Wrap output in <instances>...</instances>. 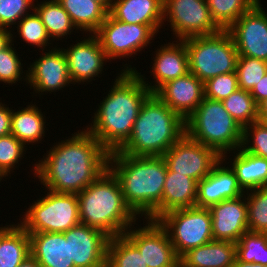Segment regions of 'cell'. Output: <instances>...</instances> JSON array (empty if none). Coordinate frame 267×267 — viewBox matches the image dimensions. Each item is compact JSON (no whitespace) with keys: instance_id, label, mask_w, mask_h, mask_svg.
Listing matches in <instances>:
<instances>
[{"instance_id":"1","label":"cell","mask_w":267,"mask_h":267,"mask_svg":"<svg viewBox=\"0 0 267 267\" xmlns=\"http://www.w3.org/2000/svg\"><path fill=\"white\" fill-rule=\"evenodd\" d=\"M109 152L86 129L52 146L33 172L47 190L79 193L108 169Z\"/></svg>"},{"instance_id":"2","label":"cell","mask_w":267,"mask_h":267,"mask_svg":"<svg viewBox=\"0 0 267 267\" xmlns=\"http://www.w3.org/2000/svg\"><path fill=\"white\" fill-rule=\"evenodd\" d=\"M100 101L86 130L109 152L118 151L130 138L141 106L151 94L136 72H122Z\"/></svg>"},{"instance_id":"3","label":"cell","mask_w":267,"mask_h":267,"mask_svg":"<svg viewBox=\"0 0 267 267\" xmlns=\"http://www.w3.org/2000/svg\"><path fill=\"white\" fill-rule=\"evenodd\" d=\"M108 169L119 181L126 204L145 219L162 216V195L167 165L162 156H130L111 152Z\"/></svg>"},{"instance_id":"4","label":"cell","mask_w":267,"mask_h":267,"mask_svg":"<svg viewBox=\"0 0 267 267\" xmlns=\"http://www.w3.org/2000/svg\"><path fill=\"white\" fill-rule=\"evenodd\" d=\"M79 219L110 238L123 235L137 221L126 204L119 181L107 169L82 192L77 193Z\"/></svg>"},{"instance_id":"5","label":"cell","mask_w":267,"mask_h":267,"mask_svg":"<svg viewBox=\"0 0 267 267\" xmlns=\"http://www.w3.org/2000/svg\"><path fill=\"white\" fill-rule=\"evenodd\" d=\"M185 134V120L155 93L141 106L128 141L116 152L130 156H162Z\"/></svg>"},{"instance_id":"6","label":"cell","mask_w":267,"mask_h":267,"mask_svg":"<svg viewBox=\"0 0 267 267\" xmlns=\"http://www.w3.org/2000/svg\"><path fill=\"white\" fill-rule=\"evenodd\" d=\"M242 133L243 128L228 113L223 102L206 97L185 119V134L214 149L223 160L227 159L226 154L230 151L241 148Z\"/></svg>"},{"instance_id":"7","label":"cell","mask_w":267,"mask_h":267,"mask_svg":"<svg viewBox=\"0 0 267 267\" xmlns=\"http://www.w3.org/2000/svg\"><path fill=\"white\" fill-rule=\"evenodd\" d=\"M183 41L188 53L189 72L203 83L217 75L236 72L239 54L228 30Z\"/></svg>"},{"instance_id":"8","label":"cell","mask_w":267,"mask_h":267,"mask_svg":"<svg viewBox=\"0 0 267 267\" xmlns=\"http://www.w3.org/2000/svg\"><path fill=\"white\" fill-rule=\"evenodd\" d=\"M34 202L19 223L28 233H63L80 223L76 193L48 190L46 196Z\"/></svg>"},{"instance_id":"9","label":"cell","mask_w":267,"mask_h":267,"mask_svg":"<svg viewBox=\"0 0 267 267\" xmlns=\"http://www.w3.org/2000/svg\"><path fill=\"white\" fill-rule=\"evenodd\" d=\"M180 258L187 251L214 240L208 208L188 207L169 211L158 219Z\"/></svg>"},{"instance_id":"10","label":"cell","mask_w":267,"mask_h":267,"mask_svg":"<svg viewBox=\"0 0 267 267\" xmlns=\"http://www.w3.org/2000/svg\"><path fill=\"white\" fill-rule=\"evenodd\" d=\"M108 60L130 57L152 43L157 33L143 24H127L116 20L110 13L95 33Z\"/></svg>"},{"instance_id":"11","label":"cell","mask_w":267,"mask_h":267,"mask_svg":"<svg viewBox=\"0 0 267 267\" xmlns=\"http://www.w3.org/2000/svg\"><path fill=\"white\" fill-rule=\"evenodd\" d=\"M166 18L177 40L221 30L211 19L206 0H164L163 22Z\"/></svg>"},{"instance_id":"12","label":"cell","mask_w":267,"mask_h":267,"mask_svg":"<svg viewBox=\"0 0 267 267\" xmlns=\"http://www.w3.org/2000/svg\"><path fill=\"white\" fill-rule=\"evenodd\" d=\"M162 157L167 168L195 179L205 178L222 157L212 148L184 134Z\"/></svg>"},{"instance_id":"13","label":"cell","mask_w":267,"mask_h":267,"mask_svg":"<svg viewBox=\"0 0 267 267\" xmlns=\"http://www.w3.org/2000/svg\"><path fill=\"white\" fill-rule=\"evenodd\" d=\"M147 221L145 226L137 229L131 226V229L129 228L124 233L143 254L145 265L148 267H180V259L166 229L158 220L148 219Z\"/></svg>"},{"instance_id":"14","label":"cell","mask_w":267,"mask_h":267,"mask_svg":"<svg viewBox=\"0 0 267 267\" xmlns=\"http://www.w3.org/2000/svg\"><path fill=\"white\" fill-rule=\"evenodd\" d=\"M260 2L241 15L227 30L239 56L267 62V12Z\"/></svg>"},{"instance_id":"15","label":"cell","mask_w":267,"mask_h":267,"mask_svg":"<svg viewBox=\"0 0 267 267\" xmlns=\"http://www.w3.org/2000/svg\"><path fill=\"white\" fill-rule=\"evenodd\" d=\"M63 233L69 239V260L74 267H106L107 234L83 223Z\"/></svg>"},{"instance_id":"16","label":"cell","mask_w":267,"mask_h":267,"mask_svg":"<svg viewBox=\"0 0 267 267\" xmlns=\"http://www.w3.org/2000/svg\"><path fill=\"white\" fill-rule=\"evenodd\" d=\"M157 50L155 51L156 56L153 57L154 63L150 72L153 74V82L155 83L152 81L150 84L149 81L146 82V78L134 66L132 68L131 65L125 64L126 68L122 69V72H136L151 93H155L165 83L185 76L189 72L188 53L183 40L166 43Z\"/></svg>"},{"instance_id":"17","label":"cell","mask_w":267,"mask_h":267,"mask_svg":"<svg viewBox=\"0 0 267 267\" xmlns=\"http://www.w3.org/2000/svg\"><path fill=\"white\" fill-rule=\"evenodd\" d=\"M28 84L35 93L57 92L73 84L68 72V61L62 48H53L42 53L39 59L27 68ZM32 86V87H31Z\"/></svg>"},{"instance_id":"18","label":"cell","mask_w":267,"mask_h":267,"mask_svg":"<svg viewBox=\"0 0 267 267\" xmlns=\"http://www.w3.org/2000/svg\"><path fill=\"white\" fill-rule=\"evenodd\" d=\"M88 35L87 39L79 40L67 49L62 48L68 61L69 76L74 84L95 81L94 77L102 74L108 60L96 35Z\"/></svg>"},{"instance_id":"19","label":"cell","mask_w":267,"mask_h":267,"mask_svg":"<svg viewBox=\"0 0 267 267\" xmlns=\"http://www.w3.org/2000/svg\"><path fill=\"white\" fill-rule=\"evenodd\" d=\"M208 209L211 213L214 240L236 243L245 232L249 231L245 194L236 199L221 201Z\"/></svg>"},{"instance_id":"20","label":"cell","mask_w":267,"mask_h":267,"mask_svg":"<svg viewBox=\"0 0 267 267\" xmlns=\"http://www.w3.org/2000/svg\"><path fill=\"white\" fill-rule=\"evenodd\" d=\"M155 94L185 120L204 99V83L188 72L165 83Z\"/></svg>"},{"instance_id":"21","label":"cell","mask_w":267,"mask_h":267,"mask_svg":"<svg viewBox=\"0 0 267 267\" xmlns=\"http://www.w3.org/2000/svg\"><path fill=\"white\" fill-rule=\"evenodd\" d=\"M223 162L225 160L221 159L205 178L197 182V207L209 208L221 201L236 199L245 194L234 171L231 167H225Z\"/></svg>"},{"instance_id":"22","label":"cell","mask_w":267,"mask_h":267,"mask_svg":"<svg viewBox=\"0 0 267 267\" xmlns=\"http://www.w3.org/2000/svg\"><path fill=\"white\" fill-rule=\"evenodd\" d=\"M31 256L41 267H74L69 260V239L61 232L28 233Z\"/></svg>"},{"instance_id":"23","label":"cell","mask_w":267,"mask_h":267,"mask_svg":"<svg viewBox=\"0 0 267 267\" xmlns=\"http://www.w3.org/2000/svg\"><path fill=\"white\" fill-rule=\"evenodd\" d=\"M163 4L164 0H112L109 13L127 24L149 25L158 33L165 25Z\"/></svg>"},{"instance_id":"24","label":"cell","mask_w":267,"mask_h":267,"mask_svg":"<svg viewBox=\"0 0 267 267\" xmlns=\"http://www.w3.org/2000/svg\"><path fill=\"white\" fill-rule=\"evenodd\" d=\"M180 267H233L236 259V243L212 240L184 253Z\"/></svg>"},{"instance_id":"25","label":"cell","mask_w":267,"mask_h":267,"mask_svg":"<svg viewBox=\"0 0 267 267\" xmlns=\"http://www.w3.org/2000/svg\"><path fill=\"white\" fill-rule=\"evenodd\" d=\"M197 181L167 168L162 195V215L181 208L196 206Z\"/></svg>"},{"instance_id":"26","label":"cell","mask_w":267,"mask_h":267,"mask_svg":"<svg viewBox=\"0 0 267 267\" xmlns=\"http://www.w3.org/2000/svg\"><path fill=\"white\" fill-rule=\"evenodd\" d=\"M233 154L236 155H233V163L230 162L231 169L245 193L252 189L267 187V159L255 156L241 148Z\"/></svg>"},{"instance_id":"27","label":"cell","mask_w":267,"mask_h":267,"mask_svg":"<svg viewBox=\"0 0 267 267\" xmlns=\"http://www.w3.org/2000/svg\"><path fill=\"white\" fill-rule=\"evenodd\" d=\"M17 224L0 227V267H18L31 255L29 234Z\"/></svg>"},{"instance_id":"28","label":"cell","mask_w":267,"mask_h":267,"mask_svg":"<svg viewBox=\"0 0 267 267\" xmlns=\"http://www.w3.org/2000/svg\"><path fill=\"white\" fill-rule=\"evenodd\" d=\"M38 108L34 103L17 112L12 109L11 134L24 145L40 143L45 137L46 120Z\"/></svg>"},{"instance_id":"29","label":"cell","mask_w":267,"mask_h":267,"mask_svg":"<svg viewBox=\"0 0 267 267\" xmlns=\"http://www.w3.org/2000/svg\"><path fill=\"white\" fill-rule=\"evenodd\" d=\"M57 1L70 15L77 30L86 31L89 34H95L109 14V10L103 4L93 0Z\"/></svg>"},{"instance_id":"30","label":"cell","mask_w":267,"mask_h":267,"mask_svg":"<svg viewBox=\"0 0 267 267\" xmlns=\"http://www.w3.org/2000/svg\"><path fill=\"white\" fill-rule=\"evenodd\" d=\"M34 10L40 16L46 31L53 41L57 38H66L77 28L71 21L70 15L57 0H44L34 5ZM55 38V39H54Z\"/></svg>"},{"instance_id":"31","label":"cell","mask_w":267,"mask_h":267,"mask_svg":"<svg viewBox=\"0 0 267 267\" xmlns=\"http://www.w3.org/2000/svg\"><path fill=\"white\" fill-rule=\"evenodd\" d=\"M106 267H148L143 254L123 234L111 237L107 246Z\"/></svg>"},{"instance_id":"32","label":"cell","mask_w":267,"mask_h":267,"mask_svg":"<svg viewBox=\"0 0 267 267\" xmlns=\"http://www.w3.org/2000/svg\"><path fill=\"white\" fill-rule=\"evenodd\" d=\"M259 1L261 0H206V4L214 23L221 30H227Z\"/></svg>"},{"instance_id":"33","label":"cell","mask_w":267,"mask_h":267,"mask_svg":"<svg viewBox=\"0 0 267 267\" xmlns=\"http://www.w3.org/2000/svg\"><path fill=\"white\" fill-rule=\"evenodd\" d=\"M222 102L228 113L242 128L259 120L258 105L249 91L238 88Z\"/></svg>"},{"instance_id":"34","label":"cell","mask_w":267,"mask_h":267,"mask_svg":"<svg viewBox=\"0 0 267 267\" xmlns=\"http://www.w3.org/2000/svg\"><path fill=\"white\" fill-rule=\"evenodd\" d=\"M236 258L242 262L267 265V233L245 232L236 242Z\"/></svg>"},{"instance_id":"35","label":"cell","mask_w":267,"mask_h":267,"mask_svg":"<svg viewBox=\"0 0 267 267\" xmlns=\"http://www.w3.org/2000/svg\"><path fill=\"white\" fill-rule=\"evenodd\" d=\"M246 192L249 231L267 233V187Z\"/></svg>"},{"instance_id":"36","label":"cell","mask_w":267,"mask_h":267,"mask_svg":"<svg viewBox=\"0 0 267 267\" xmlns=\"http://www.w3.org/2000/svg\"><path fill=\"white\" fill-rule=\"evenodd\" d=\"M30 13L19 20L16 27L17 32L23 41L28 44L30 43L29 45L31 46H37L39 49L42 47L43 52L46 46L48 47L51 44V40L37 12L33 10Z\"/></svg>"},{"instance_id":"37","label":"cell","mask_w":267,"mask_h":267,"mask_svg":"<svg viewBox=\"0 0 267 267\" xmlns=\"http://www.w3.org/2000/svg\"><path fill=\"white\" fill-rule=\"evenodd\" d=\"M266 72V61L247 56H239L236 67L238 88L250 92Z\"/></svg>"},{"instance_id":"38","label":"cell","mask_w":267,"mask_h":267,"mask_svg":"<svg viewBox=\"0 0 267 267\" xmlns=\"http://www.w3.org/2000/svg\"><path fill=\"white\" fill-rule=\"evenodd\" d=\"M241 149L267 159V126L260 120L244 126Z\"/></svg>"},{"instance_id":"39","label":"cell","mask_w":267,"mask_h":267,"mask_svg":"<svg viewBox=\"0 0 267 267\" xmlns=\"http://www.w3.org/2000/svg\"><path fill=\"white\" fill-rule=\"evenodd\" d=\"M26 147L11 133L0 137V173L4 178L13 172L15 165L19 164L27 150Z\"/></svg>"},{"instance_id":"40","label":"cell","mask_w":267,"mask_h":267,"mask_svg":"<svg viewBox=\"0 0 267 267\" xmlns=\"http://www.w3.org/2000/svg\"><path fill=\"white\" fill-rule=\"evenodd\" d=\"M14 43L10 44L4 50L0 51V81L7 84L15 85L16 82L20 81L22 78L28 83V73H26L25 78L21 77L24 73L22 69L21 60L18 57V52L12 46Z\"/></svg>"},{"instance_id":"41","label":"cell","mask_w":267,"mask_h":267,"mask_svg":"<svg viewBox=\"0 0 267 267\" xmlns=\"http://www.w3.org/2000/svg\"><path fill=\"white\" fill-rule=\"evenodd\" d=\"M238 89L236 72L217 75L204 82V97L223 101Z\"/></svg>"},{"instance_id":"42","label":"cell","mask_w":267,"mask_h":267,"mask_svg":"<svg viewBox=\"0 0 267 267\" xmlns=\"http://www.w3.org/2000/svg\"><path fill=\"white\" fill-rule=\"evenodd\" d=\"M34 5V0H0V28L11 30L30 9L34 10Z\"/></svg>"},{"instance_id":"43","label":"cell","mask_w":267,"mask_h":267,"mask_svg":"<svg viewBox=\"0 0 267 267\" xmlns=\"http://www.w3.org/2000/svg\"><path fill=\"white\" fill-rule=\"evenodd\" d=\"M0 102V137L11 133L12 109Z\"/></svg>"},{"instance_id":"44","label":"cell","mask_w":267,"mask_h":267,"mask_svg":"<svg viewBox=\"0 0 267 267\" xmlns=\"http://www.w3.org/2000/svg\"><path fill=\"white\" fill-rule=\"evenodd\" d=\"M257 105L267 99V72L250 91Z\"/></svg>"},{"instance_id":"45","label":"cell","mask_w":267,"mask_h":267,"mask_svg":"<svg viewBox=\"0 0 267 267\" xmlns=\"http://www.w3.org/2000/svg\"><path fill=\"white\" fill-rule=\"evenodd\" d=\"M11 32V30L8 31L6 28H0V51L13 43V38H16V36H13L15 34H12Z\"/></svg>"},{"instance_id":"46","label":"cell","mask_w":267,"mask_h":267,"mask_svg":"<svg viewBox=\"0 0 267 267\" xmlns=\"http://www.w3.org/2000/svg\"><path fill=\"white\" fill-rule=\"evenodd\" d=\"M18 267H41V265L30 255Z\"/></svg>"},{"instance_id":"47","label":"cell","mask_w":267,"mask_h":267,"mask_svg":"<svg viewBox=\"0 0 267 267\" xmlns=\"http://www.w3.org/2000/svg\"><path fill=\"white\" fill-rule=\"evenodd\" d=\"M233 267H267V265L257 264V263H249L239 261L237 258L233 264Z\"/></svg>"},{"instance_id":"48","label":"cell","mask_w":267,"mask_h":267,"mask_svg":"<svg viewBox=\"0 0 267 267\" xmlns=\"http://www.w3.org/2000/svg\"><path fill=\"white\" fill-rule=\"evenodd\" d=\"M258 114H267V99L258 105Z\"/></svg>"},{"instance_id":"49","label":"cell","mask_w":267,"mask_h":267,"mask_svg":"<svg viewBox=\"0 0 267 267\" xmlns=\"http://www.w3.org/2000/svg\"><path fill=\"white\" fill-rule=\"evenodd\" d=\"M93 1L103 4L110 11L112 0H93Z\"/></svg>"},{"instance_id":"50","label":"cell","mask_w":267,"mask_h":267,"mask_svg":"<svg viewBox=\"0 0 267 267\" xmlns=\"http://www.w3.org/2000/svg\"><path fill=\"white\" fill-rule=\"evenodd\" d=\"M259 120L267 126V114H258Z\"/></svg>"},{"instance_id":"51","label":"cell","mask_w":267,"mask_h":267,"mask_svg":"<svg viewBox=\"0 0 267 267\" xmlns=\"http://www.w3.org/2000/svg\"><path fill=\"white\" fill-rule=\"evenodd\" d=\"M3 175L0 173V182H1V180L3 179Z\"/></svg>"}]
</instances>
